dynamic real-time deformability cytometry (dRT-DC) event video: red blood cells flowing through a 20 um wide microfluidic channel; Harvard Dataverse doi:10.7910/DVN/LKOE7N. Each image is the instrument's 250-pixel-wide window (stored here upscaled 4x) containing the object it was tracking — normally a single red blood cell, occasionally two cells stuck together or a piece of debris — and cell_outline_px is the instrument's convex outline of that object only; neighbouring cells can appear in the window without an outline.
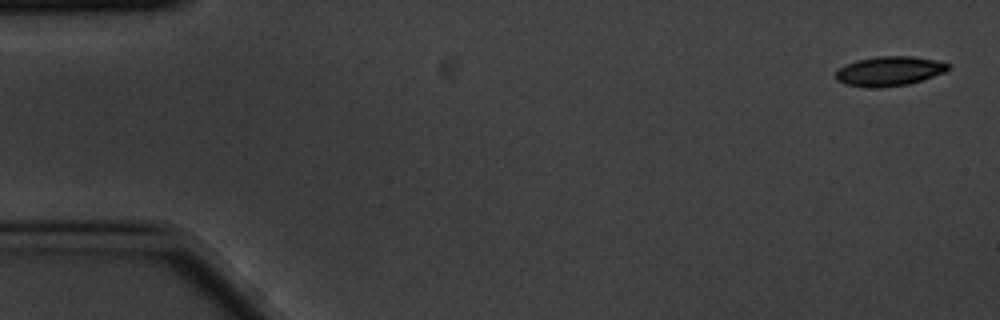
{"species": "common noctule bat (a hibernating species)", "species_latin": "Nyctalus noctula", "temperature_condition": "cold", "stored_images_in_passage": 5, "camera_frame_rate_fps": 3000, "um_per_image_px": 0.085, "animal": {"sex": "male", "body_mass_g": 20.1, "forearm_length_mm": 53.5}, "frame": {"image": 1, "passage_image": 1, "time_ms": 0.0, "image_size_px": [1000, 320], "cell_outline_px": [[952, 68], [944, 72], [908, 84], [880, 88], [876, 88], [844, 84], [836, 80], [836, 72], [840, 68], [856, 60], [876, 56], [912, 56], [936, 60], [948, 64]], "centroid_in_image_um": [75.58, 6.04], "position_along_channel_um": 9.4, "area_um2": 19.19}}
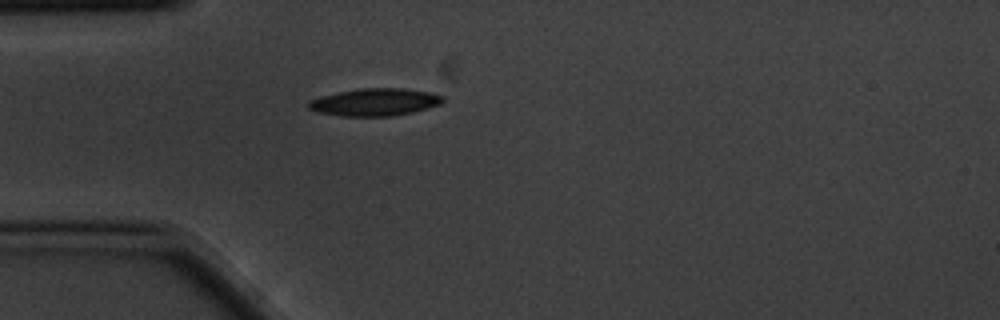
{"frame": {"image": 2, "passage_image": 5, "time_ms": 1.333, "image_size_px": [1000, 320], "cell_outline_px": [[444, 100], [440, 104], [412, 112], [392, 116], [340, 116], [316, 112], [308, 108], [308, 100], [320, 96], [360, 88], [400, 88], [428, 92], [444, 96]], "centroid_in_image_um": [31.82, 8.68], "position_along_channel_um": 53.2, "area_um2": 21.39}}